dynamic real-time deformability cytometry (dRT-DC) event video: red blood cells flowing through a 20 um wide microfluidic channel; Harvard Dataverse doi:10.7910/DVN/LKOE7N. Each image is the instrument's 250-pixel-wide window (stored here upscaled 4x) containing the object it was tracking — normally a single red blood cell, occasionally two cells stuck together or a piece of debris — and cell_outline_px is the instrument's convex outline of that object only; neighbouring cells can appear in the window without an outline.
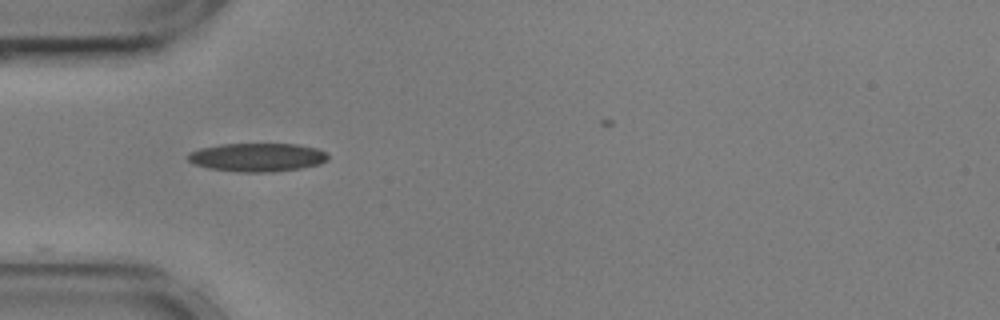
{"species": "common noctule bat (a hibernating species)", "species_latin": "Nyctalus noctula", "temperature_condition": "cold", "stored_images_in_passage": 33, "camera_frame_rate_fps": 3000, "um_per_image_px": 0.085, "animal": {"sex": "male", "body_mass_g": 17.9, "forearm_length_mm": 54.2}, "frame": {"image": 1, "passage_image": 1, "time_ms": 0.0, "image_size_px": [1000, 320], "cell_outline_px": [[328, 160], [320, 164], [300, 168], [272, 172], [236, 172], [208, 168], [196, 164], [188, 160], [188, 152], [200, 148], [220, 144], [296, 144], [316, 148], [324, 152], [328, 156]], "centroid_in_image_um": [21.85, 13.37], "position_along_channel_um": 63.1, "area_um2": 23.24}}
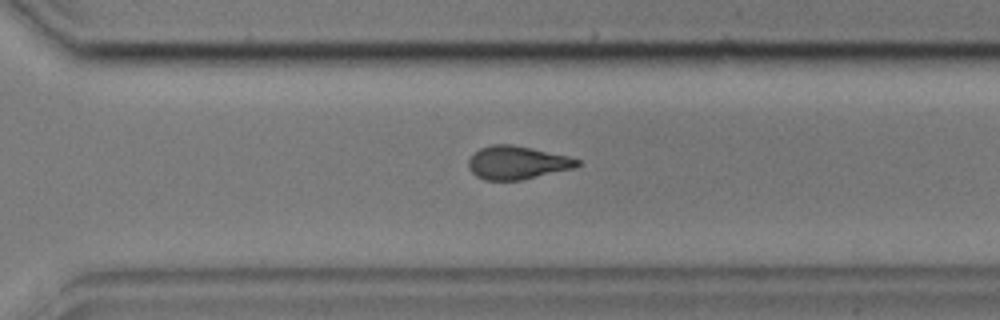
{"frame": {"image": 2, "passage_image": 23, "time_ms": 7.333, "image_size_px": [1000, 320], "cell_outline_px": [[580, 164], [576, 168], [520, 180], [484, 180], [476, 176], [468, 168], [468, 160], [480, 148], [492, 144], [512, 144], [532, 148], [568, 156], [580, 160]], "centroid_in_image_um": [43.96, 13.82], "position_along_channel_um": 326.6, "area_um2": 21.1}}
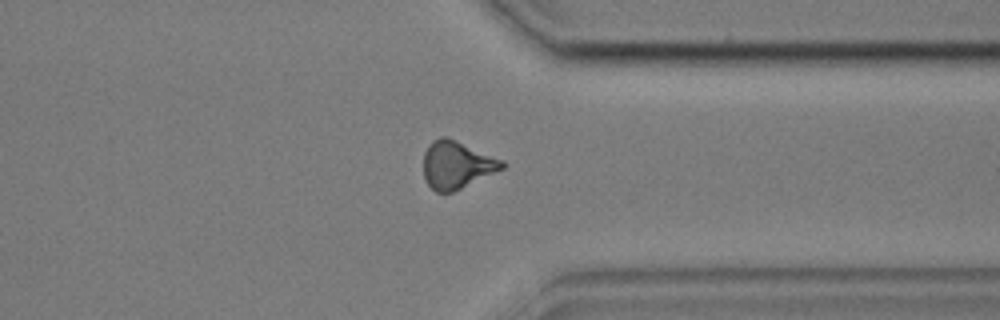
{"frame": {"image": 3, "passage_image": 27, "time_ms": 8.667, "image_size_px": [1000, 320], "cell_outline_px": [[508, 164], [504, 168], [452, 192], [436, 192], [428, 184], [424, 176], [424, 152], [428, 144], [432, 140], [440, 136], [448, 136], [504, 160]], "centroid_in_image_um": [38.83, 13.97], "position_along_channel_um": 372.6, "area_um2": 21.91}, "authors_computed_cell_mechanics": {"area_um2": 21.7906, "velocity_mm_per_s": 3.605, "shape_relaxation_time_tau1_ms": 5.2812, "shape_relaxation_time_tau2_ms": 2.5696, "deformation_change_tau1": 0.1572, "deformation_change_tau2": 0.1049}}